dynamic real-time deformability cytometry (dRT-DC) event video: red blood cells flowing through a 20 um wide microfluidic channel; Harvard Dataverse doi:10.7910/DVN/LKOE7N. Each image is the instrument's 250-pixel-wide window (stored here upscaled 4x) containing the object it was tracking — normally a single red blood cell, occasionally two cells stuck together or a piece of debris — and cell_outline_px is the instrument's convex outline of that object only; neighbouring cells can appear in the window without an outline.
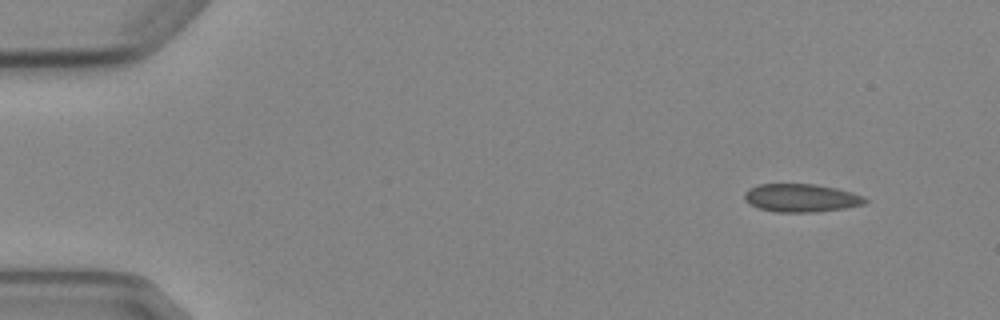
{"species": "Egyptian fruit bat (a non-hibernating species)", "species_latin": "Rousettus aegyptiacus", "temperature_condition": "cold", "stored_images_in_passage": 4, "camera_frame_rate_fps": 3000, "um_per_image_px": 0.085, "animal": {"sex": "female"}, "frame": {"image": 1, "passage_image": 1, "time_ms": 0.0, "image_size_px": [1000, 320], "cell_outline_px": [[868, 200], [864, 204], [844, 208], [816, 212], [776, 212], [760, 208], [744, 200], [744, 192], [748, 188], [760, 184], [816, 184], [836, 188], [852, 192], [864, 196]], "centroid_in_image_um": [68.1, 16.82], "position_along_channel_um": 16.9, "area_um2": 19.77}}
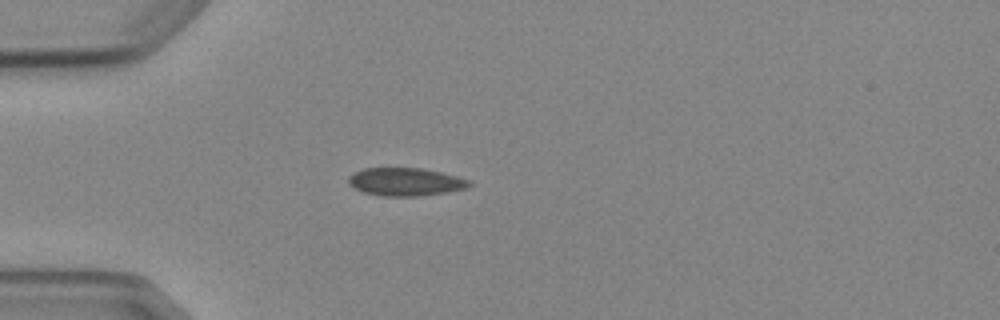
{"frame": {"image": 2, "passage_image": 4, "time_ms": 3.333, "image_size_px": [1000, 320], "cell_outline_px": [[472, 184], [468, 188], [448, 192], [420, 196], [380, 196], [364, 192], [348, 184], [348, 176], [352, 172], [364, 168], [420, 168], [440, 172], [472, 180]], "centroid_in_image_um": [34.47, 15.46], "position_along_channel_um": 50.5, "area_um2": 19.88}}